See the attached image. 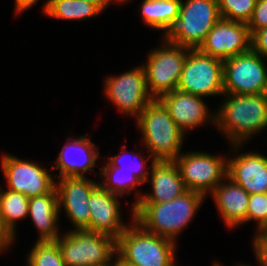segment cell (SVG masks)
<instances>
[{
  "instance_id": "cell-1",
  "label": "cell",
  "mask_w": 267,
  "mask_h": 266,
  "mask_svg": "<svg viewBox=\"0 0 267 266\" xmlns=\"http://www.w3.org/2000/svg\"><path fill=\"white\" fill-rule=\"evenodd\" d=\"M223 96L226 100L215 113V126L224 133L228 145H244L256 133L267 129V93Z\"/></svg>"
},
{
  "instance_id": "cell-2",
  "label": "cell",
  "mask_w": 267,
  "mask_h": 266,
  "mask_svg": "<svg viewBox=\"0 0 267 266\" xmlns=\"http://www.w3.org/2000/svg\"><path fill=\"white\" fill-rule=\"evenodd\" d=\"M206 198L187 190L177 198L162 203H138L134 207V220L150 233L174 242L193 221Z\"/></svg>"
},
{
  "instance_id": "cell-3",
  "label": "cell",
  "mask_w": 267,
  "mask_h": 266,
  "mask_svg": "<svg viewBox=\"0 0 267 266\" xmlns=\"http://www.w3.org/2000/svg\"><path fill=\"white\" fill-rule=\"evenodd\" d=\"M116 240L118 265L176 266V242L145 230L134 220Z\"/></svg>"
},
{
  "instance_id": "cell-4",
  "label": "cell",
  "mask_w": 267,
  "mask_h": 266,
  "mask_svg": "<svg viewBox=\"0 0 267 266\" xmlns=\"http://www.w3.org/2000/svg\"><path fill=\"white\" fill-rule=\"evenodd\" d=\"M136 120L151 161H174L181 154L186 134L158 99H153Z\"/></svg>"
},
{
  "instance_id": "cell-5",
  "label": "cell",
  "mask_w": 267,
  "mask_h": 266,
  "mask_svg": "<svg viewBox=\"0 0 267 266\" xmlns=\"http://www.w3.org/2000/svg\"><path fill=\"white\" fill-rule=\"evenodd\" d=\"M56 242L66 266H110L116 261V240L109 235L69 230Z\"/></svg>"
},
{
  "instance_id": "cell-6",
  "label": "cell",
  "mask_w": 267,
  "mask_h": 266,
  "mask_svg": "<svg viewBox=\"0 0 267 266\" xmlns=\"http://www.w3.org/2000/svg\"><path fill=\"white\" fill-rule=\"evenodd\" d=\"M220 18L218 0H182L179 16L164 37L172 43L196 49Z\"/></svg>"
},
{
  "instance_id": "cell-7",
  "label": "cell",
  "mask_w": 267,
  "mask_h": 266,
  "mask_svg": "<svg viewBox=\"0 0 267 266\" xmlns=\"http://www.w3.org/2000/svg\"><path fill=\"white\" fill-rule=\"evenodd\" d=\"M161 47L151 50L145 70L146 86L153 99L177 89L190 48L168 41L164 36Z\"/></svg>"
},
{
  "instance_id": "cell-8",
  "label": "cell",
  "mask_w": 267,
  "mask_h": 266,
  "mask_svg": "<svg viewBox=\"0 0 267 266\" xmlns=\"http://www.w3.org/2000/svg\"><path fill=\"white\" fill-rule=\"evenodd\" d=\"M177 89L201 97H222L223 61L198 48L189 49Z\"/></svg>"
},
{
  "instance_id": "cell-9",
  "label": "cell",
  "mask_w": 267,
  "mask_h": 266,
  "mask_svg": "<svg viewBox=\"0 0 267 266\" xmlns=\"http://www.w3.org/2000/svg\"><path fill=\"white\" fill-rule=\"evenodd\" d=\"M266 60L250 49L223 61V88L227 94L267 93Z\"/></svg>"
},
{
  "instance_id": "cell-10",
  "label": "cell",
  "mask_w": 267,
  "mask_h": 266,
  "mask_svg": "<svg viewBox=\"0 0 267 266\" xmlns=\"http://www.w3.org/2000/svg\"><path fill=\"white\" fill-rule=\"evenodd\" d=\"M187 190L205 196L227 177L225 156L193 151L183 152L175 160Z\"/></svg>"
},
{
  "instance_id": "cell-11",
  "label": "cell",
  "mask_w": 267,
  "mask_h": 266,
  "mask_svg": "<svg viewBox=\"0 0 267 266\" xmlns=\"http://www.w3.org/2000/svg\"><path fill=\"white\" fill-rule=\"evenodd\" d=\"M104 94L121 113L137 118L153 100L150 96L142 65L135 66L118 76L104 79Z\"/></svg>"
},
{
  "instance_id": "cell-12",
  "label": "cell",
  "mask_w": 267,
  "mask_h": 266,
  "mask_svg": "<svg viewBox=\"0 0 267 266\" xmlns=\"http://www.w3.org/2000/svg\"><path fill=\"white\" fill-rule=\"evenodd\" d=\"M1 156V170L6 179L7 189L27 197L40 196L55 187L53 173L38 162L24 160L10 153Z\"/></svg>"
},
{
  "instance_id": "cell-13",
  "label": "cell",
  "mask_w": 267,
  "mask_h": 266,
  "mask_svg": "<svg viewBox=\"0 0 267 266\" xmlns=\"http://www.w3.org/2000/svg\"><path fill=\"white\" fill-rule=\"evenodd\" d=\"M98 184L99 182L91 180L87 176L62 177L55 182L59 212L63 208L67 219L74 225V229L70 230L89 231V199Z\"/></svg>"
},
{
  "instance_id": "cell-14",
  "label": "cell",
  "mask_w": 267,
  "mask_h": 266,
  "mask_svg": "<svg viewBox=\"0 0 267 266\" xmlns=\"http://www.w3.org/2000/svg\"><path fill=\"white\" fill-rule=\"evenodd\" d=\"M198 49L222 61L251 49V34L246 23L220 18Z\"/></svg>"
},
{
  "instance_id": "cell-15",
  "label": "cell",
  "mask_w": 267,
  "mask_h": 266,
  "mask_svg": "<svg viewBox=\"0 0 267 266\" xmlns=\"http://www.w3.org/2000/svg\"><path fill=\"white\" fill-rule=\"evenodd\" d=\"M230 147L234 155L233 158H227V177L248 194L267 193V157L255 151L236 155L239 152L237 150L243 147L242 144Z\"/></svg>"
},
{
  "instance_id": "cell-16",
  "label": "cell",
  "mask_w": 267,
  "mask_h": 266,
  "mask_svg": "<svg viewBox=\"0 0 267 266\" xmlns=\"http://www.w3.org/2000/svg\"><path fill=\"white\" fill-rule=\"evenodd\" d=\"M158 100L168 110L173 121L185 134L189 130L191 131L194 128H198V126L206 124L205 122H211L215 126V113H210L201 96L175 89L162 95Z\"/></svg>"
},
{
  "instance_id": "cell-17",
  "label": "cell",
  "mask_w": 267,
  "mask_h": 266,
  "mask_svg": "<svg viewBox=\"0 0 267 266\" xmlns=\"http://www.w3.org/2000/svg\"><path fill=\"white\" fill-rule=\"evenodd\" d=\"M90 137L81 135L73 140L66 137L67 143L63 145L56 161L54 160L55 165L50 168L53 171L59 170V174H54L55 177H84L87 172L94 173L100 154Z\"/></svg>"
},
{
  "instance_id": "cell-18",
  "label": "cell",
  "mask_w": 267,
  "mask_h": 266,
  "mask_svg": "<svg viewBox=\"0 0 267 266\" xmlns=\"http://www.w3.org/2000/svg\"><path fill=\"white\" fill-rule=\"evenodd\" d=\"M120 196L114 195L98 184L89 199V231L109 235L115 240L130 224L122 222Z\"/></svg>"
},
{
  "instance_id": "cell-19",
  "label": "cell",
  "mask_w": 267,
  "mask_h": 266,
  "mask_svg": "<svg viewBox=\"0 0 267 266\" xmlns=\"http://www.w3.org/2000/svg\"><path fill=\"white\" fill-rule=\"evenodd\" d=\"M147 181L152 190L143 193L139 203L168 202L187 191L175 161H155Z\"/></svg>"
},
{
  "instance_id": "cell-20",
  "label": "cell",
  "mask_w": 267,
  "mask_h": 266,
  "mask_svg": "<svg viewBox=\"0 0 267 266\" xmlns=\"http://www.w3.org/2000/svg\"><path fill=\"white\" fill-rule=\"evenodd\" d=\"M221 220L228 228L239 227L247 220L250 194L240 185L226 177L211 193Z\"/></svg>"
},
{
  "instance_id": "cell-21",
  "label": "cell",
  "mask_w": 267,
  "mask_h": 266,
  "mask_svg": "<svg viewBox=\"0 0 267 266\" xmlns=\"http://www.w3.org/2000/svg\"><path fill=\"white\" fill-rule=\"evenodd\" d=\"M59 213L56 187L46 194L29 198L28 217L40 235L37 241H56L60 237Z\"/></svg>"
},
{
  "instance_id": "cell-22",
  "label": "cell",
  "mask_w": 267,
  "mask_h": 266,
  "mask_svg": "<svg viewBox=\"0 0 267 266\" xmlns=\"http://www.w3.org/2000/svg\"><path fill=\"white\" fill-rule=\"evenodd\" d=\"M182 0H143L140 11L144 24L163 30L165 36L176 22Z\"/></svg>"
},
{
  "instance_id": "cell-23",
  "label": "cell",
  "mask_w": 267,
  "mask_h": 266,
  "mask_svg": "<svg viewBox=\"0 0 267 266\" xmlns=\"http://www.w3.org/2000/svg\"><path fill=\"white\" fill-rule=\"evenodd\" d=\"M100 169L101 173H95L103 179L99 184L110 193L117 196H124L129 195L135 189L134 193L137 199L132 202V207H130L132 209L131 214H134V207L139 203L143 195L137 187L138 185L141 186L143 182L132 172L121 171L120 168L115 166H101Z\"/></svg>"
},
{
  "instance_id": "cell-24",
  "label": "cell",
  "mask_w": 267,
  "mask_h": 266,
  "mask_svg": "<svg viewBox=\"0 0 267 266\" xmlns=\"http://www.w3.org/2000/svg\"><path fill=\"white\" fill-rule=\"evenodd\" d=\"M102 10L94 3L83 0H49L45 15L55 19L71 21L97 17Z\"/></svg>"
},
{
  "instance_id": "cell-25",
  "label": "cell",
  "mask_w": 267,
  "mask_h": 266,
  "mask_svg": "<svg viewBox=\"0 0 267 266\" xmlns=\"http://www.w3.org/2000/svg\"><path fill=\"white\" fill-rule=\"evenodd\" d=\"M28 207L29 197L19 192L0 188V214L5 225L15 236L17 221L28 217Z\"/></svg>"
},
{
  "instance_id": "cell-26",
  "label": "cell",
  "mask_w": 267,
  "mask_h": 266,
  "mask_svg": "<svg viewBox=\"0 0 267 266\" xmlns=\"http://www.w3.org/2000/svg\"><path fill=\"white\" fill-rule=\"evenodd\" d=\"M123 148H124V145H122V150H120L121 152H123L122 154L120 153L118 155L108 156V157L104 156V158L105 159L107 158L108 161L103 166H115V167L120 168L121 171L132 172L143 183H146L148 176L150 174L149 170L151 169L152 164L155 161H150L151 166L148 167V166H146L148 159L143 157V155H141L140 150L138 153L132 154V153H130V151L128 152L126 149H123ZM123 162H124V164H122Z\"/></svg>"
},
{
  "instance_id": "cell-27",
  "label": "cell",
  "mask_w": 267,
  "mask_h": 266,
  "mask_svg": "<svg viewBox=\"0 0 267 266\" xmlns=\"http://www.w3.org/2000/svg\"><path fill=\"white\" fill-rule=\"evenodd\" d=\"M26 262L25 266H66L56 241H36Z\"/></svg>"
},
{
  "instance_id": "cell-28",
  "label": "cell",
  "mask_w": 267,
  "mask_h": 266,
  "mask_svg": "<svg viewBox=\"0 0 267 266\" xmlns=\"http://www.w3.org/2000/svg\"><path fill=\"white\" fill-rule=\"evenodd\" d=\"M257 0H218L221 18L248 24Z\"/></svg>"
},
{
  "instance_id": "cell-29",
  "label": "cell",
  "mask_w": 267,
  "mask_h": 266,
  "mask_svg": "<svg viewBox=\"0 0 267 266\" xmlns=\"http://www.w3.org/2000/svg\"><path fill=\"white\" fill-rule=\"evenodd\" d=\"M256 222L257 231L267 228V193L250 194L247 208V220Z\"/></svg>"
},
{
  "instance_id": "cell-30",
  "label": "cell",
  "mask_w": 267,
  "mask_h": 266,
  "mask_svg": "<svg viewBox=\"0 0 267 266\" xmlns=\"http://www.w3.org/2000/svg\"><path fill=\"white\" fill-rule=\"evenodd\" d=\"M247 26L251 35L256 30L267 27V0H257L253 15Z\"/></svg>"
},
{
  "instance_id": "cell-31",
  "label": "cell",
  "mask_w": 267,
  "mask_h": 266,
  "mask_svg": "<svg viewBox=\"0 0 267 266\" xmlns=\"http://www.w3.org/2000/svg\"><path fill=\"white\" fill-rule=\"evenodd\" d=\"M252 248L256 256L258 266H267V228H263L254 233Z\"/></svg>"
},
{
  "instance_id": "cell-32",
  "label": "cell",
  "mask_w": 267,
  "mask_h": 266,
  "mask_svg": "<svg viewBox=\"0 0 267 266\" xmlns=\"http://www.w3.org/2000/svg\"><path fill=\"white\" fill-rule=\"evenodd\" d=\"M251 49L267 61V27L251 35Z\"/></svg>"
},
{
  "instance_id": "cell-33",
  "label": "cell",
  "mask_w": 267,
  "mask_h": 266,
  "mask_svg": "<svg viewBox=\"0 0 267 266\" xmlns=\"http://www.w3.org/2000/svg\"><path fill=\"white\" fill-rule=\"evenodd\" d=\"M16 236L11 232V230L5 225L4 220L0 214V251H7Z\"/></svg>"
},
{
  "instance_id": "cell-34",
  "label": "cell",
  "mask_w": 267,
  "mask_h": 266,
  "mask_svg": "<svg viewBox=\"0 0 267 266\" xmlns=\"http://www.w3.org/2000/svg\"><path fill=\"white\" fill-rule=\"evenodd\" d=\"M38 3V0H15V14H21L33 7V5ZM45 4L43 5V13L46 12L49 0L44 2Z\"/></svg>"
},
{
  "instance_id": "cell-35",
  "label": "cell",
  "mask_w": 267,
  "mask_h": 266,
  "mask_svg": "<svg viewBox=\"0 0 267 266\" xmlns=\"http://www.w3.org/2000/svg\"><path fill=\"white\" fill-rule=\"evenodd\" d=\"M83 1L94 3V4H96L103 11V10L106 9V7L110 3H113L114 0H83Z\"/></svg>"
},
{
  "instance_id": "cell-36",
  "label": "cell",
  "mask_w": 267,
  "mask_h": 266,
  "mask_svg": "<svg viewBox=\"0 0 267 266\" xmlns=\"http://www.w3.org/2000/svg\"><path fill=\"white\" fill-rule=\"evenodd\" d=\"M214 263H215L217 266H223V265L220 264V262H218V261H217V262H214ZM233 266H252V265L245 264V263H244V264H243V263H241V264L238 263L237 265H233Z\"/></svg>"
},
{
  "instance_id": "cell-37",
  "label": "cell",
  "mask_w": 267,
  "mask_h": 266,
  "mask_svg": "<svg viewBox=\"0 0 267 266\" xmlns=\"http://www.w3.org/2000/svg\"><path fill=\"white\" fill-rule=\"evenodd\" d=\"M126 1L128 2V1H131V0H114V2H115V3L117 2L118 4H119V3H120V4H121V3H125Z\"/></svg>"
},
{
  "instance_id": "cell-38",
  "label": "cell",
  "mask_w": 267,
  "mask_h": 266,
  "mask_svg": "<svg viewBox=\"0 0 267 266\" xmlns=\"http://www.w3.org/2000/svg\"><path fill=\"white\" fill-rule=\"evenodd\" d=\"M110 266H118V262L117 261H115L112 265H110Z\"/></svg>"
}]
</instances>
